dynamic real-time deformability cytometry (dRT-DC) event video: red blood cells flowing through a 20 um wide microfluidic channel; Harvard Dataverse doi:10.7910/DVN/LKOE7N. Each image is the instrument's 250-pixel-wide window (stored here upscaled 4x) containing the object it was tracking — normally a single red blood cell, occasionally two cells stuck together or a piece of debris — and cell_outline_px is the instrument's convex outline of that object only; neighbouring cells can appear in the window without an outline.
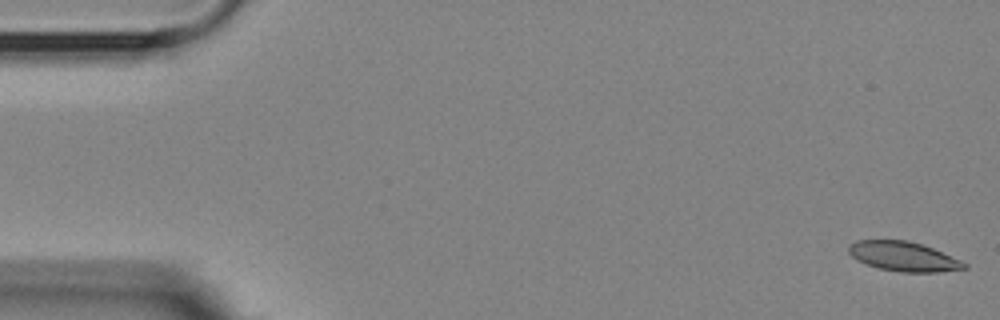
{"species": "Egyptian fruit bat (a non-hibernating species)", "species_latin": "Rousettus aegyptiacus", "temperature_condition": "room temperature", "stored_images_in_passage": 56, "camera_frame_rate_fps": 3000, "um_per_image_px": 0.085, "animal": {"sex": "female"}, "frame": {"image": 1, "passage_image": 1, "time_ms": 0.0, "image_size_px": [1000, 320], "cell_outline_px": [[968, 268], [940, 272], [900, 272], [880, 268], [856, 260], [848, 252], [848, 248], [856, 240], [908, 240], [932, 248], [960, 260], [968, 264]], "centroid_in_image_um": [76.81, 21.8], "position_along_channel_um": 8.2, "area_um2": 19.71}}
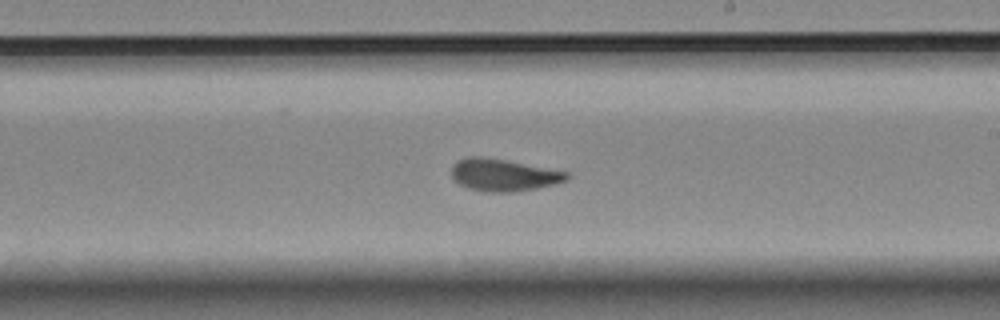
{"frame": {"image": 2, "passage_image": 32, "time_ms": 10.333, "image_size_px": [1000, 320], "cell_outline_px": [[572, 176], [568, 180], [536, 188], [512, 192], [488, 192], [468, 188], [452, 180], [452, 164], [456, 160], [468, 156], [480, 156], [504, 160], [568, 172]], "centroid_in_image_um": [42.76, 14.87], "position_along_channel_um": 246.2, "area_um2": 21.56}}
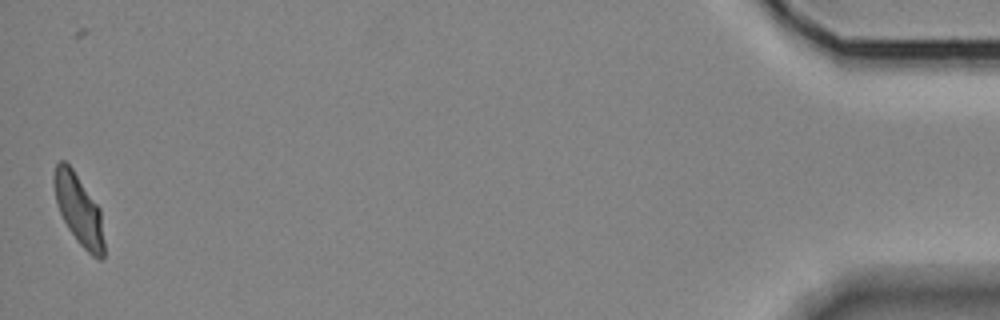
{"frame": {"image": 3, "passage_image": 55, "time_ms": 18.0, "image_size_px": [1000, 320], "cell_outline_px": [[104, 256], [100, 260], [96, 260], [76, 240], [68, 228], [60, 212], [56, 200], [52, 180], [52, 176], [56, 164], [60, 160], [64, 160], [72, 168], [100, 208], [104, 240]], "centroid_in_image_um": [6.69, 17.83], "position_along_channel_um": 428.5, "area_um2": 20.58}, "authors_computed_cell_mechanics": {"area_um2": 21.097, "velocity_mm_per_s": 3.5744, "shape_relaxation_time_tau1_ms": 5.0251, "shape_relaxation_time_tau2_ms": 1.2333, "deformation_change_tau1": 0.1693, "deformation_change_tau2": 0.0646}}